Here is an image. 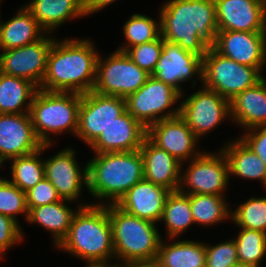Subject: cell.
Returning a JSON list of instances; mask_svg holds the SVG:
<instances>
[{
  "label": "cell",
  "mask_w": 266,
  "mask_h": 267,
  "mask_svg": "<svg viewBox=\"0 0 266 267\" xmlns=\"http://www.w3.org/2000/svg\"><path fill=\"white\" fill-rule=\"evenodd\" d=\"M160 9L162 38L204 57L219 31L214 0H170Z\"/></svg>",
  "instance_id": "obj_1"
},
{
  "label": "cell",
  "mask_w": 266,
  "mask_h": 267,
  "mask_svg": "<svg viewBox=\"0 0 266 267\" xmlns=\"http://www.w3.org/2000/svg\"><path fill=\"white\" fill-rule=\"evenodd\" d=\"M89 39L54 41L47 59L46 73L39 89L49 92L93 91L96 82L97 52Z\"/></svg>",
  "instance_id": "obj_2"
},
{
  "label": "cell",
  "mask_w": 266,
  "mask_h": 267,
  "mask_svg": "<svg viewBox=\"0 0 266 267\" xmlns=\"http://www.w3.org/2000/svg\"><path fill=\"white\" fill-rule=\"evenodd\" d=\"M94 154V158L87 163L86 189L98 201L109 199L108 203L95 201L94 205L117 204L128 190L144 178L143 157L139 150Z\"/></svg>",
  "instance_id": "obj_3"
},
{
  "label": "cell",
  "mask_w": 266,
  "mask_h": 267,
  "mask_svg": "<svg viewBox=\"0 0 266 267\" xmlns=\"http://www.w3.org/2000/svg\"><path fill=\"white\" fill-rule=\"evenodd\" d=\"M87 262H110L115 258L108 205L80 207L68 234L57 246Z\"/></svg>",
  "instance_id": "obj_4"
},
{
  "label": "cell",
  "mask_w": 266,
  "mask_h": 267,
  "mask_svg": "<svg viewBox=\"0 0 266 267\" xmlns=\"http://www.w3.org/2000/svg\"><path fill=\"white\" fill-rule=\"evenodd\" d=\"M115 259L119 263L157 258L162 240L155 223L133 216L116 204L108 205Z\"/></svg>",
  "instance_id": "obj_5"
},
{
  "label": "cell",
  "mask_w": 266,
  "mask_h": 267,
  "mask_svg": "<svg viewBox=\"0 0 266 267\" xmlns=\"http://www.w3.org/2000/svg\"><path fill=\"white\" fill-rule=\"evenodd\" d=\"M81 94L49 92L38 89L30 106L29 115L36 136L43 145H52L49 136L78 129Z\"/></svg>",
  "instance_id": "obj_6"
},
{
  "label": "cell",
  "mask_w": 266,
  "mask_h": 267,
  "mask_svg": "<svg viewBox=\"0 0 266 267\" xmlns=\"http://www.w3.org/2000/svg\"><path fill=\"white\" fill-rule=\"evenodd\" d=\"M264 78L255 67L239 64L210 46L203 57L202 86L229 101Z\"/></svg>",
  "instance_id": "obj_7"
},
{
  "label": "cell",
  "mask_w": 266,
  "mask_h": 267,
  "mask_svg": "<svg viewBox=\"0 0 266 267\" xmlns=\"http://www.w3.org/2000/svg\"><path fill=\"white\" fill-rule=\"evenodd\" d=\"M149 77L150 74L135 64L125 52L116 50L109 57L98 56L93 91L126 99L138 91Z\"/></svg>",
  "instance_id": "obj_8"
},
{
  "label": "cell",
  "mask_w": 266,
  "mask_h": 267,
  "mask_svg": "<svg viewBox=\"0 0 266 267\" xmlns=\"http://www.w3.org/2000/svg\"><path fill=\"white\" fill-rule=\"evenodd\" d=\"M182 97L172 86L150 76L138 91L126 98V109L147 129L158 121L180 115V106L169 108Z\"/></svg>",
  "instance_id": "obj_9"
},
{
  "label": "cell",
  "mask_w": 266,
  "mask_h": 267,
  "mask_svg": "<svg viewBox=\"0 0 266 267\" xmlns=\"http://www.w3.org/2000/svg\"><path fill=\"white\" fill-rule=\"evenodd\" d=\"M189 166L181 173L179 191L187 194H212L224 196L230 175L227 159L219 152H202L190 160ZM187 187V191L185 190Z\"/></svg>",
  "instance_id": "obj_10"
},
{
  "label": "cell",
  "mask_w": 266,
  "mask_h": 267,
  "mask_svg": "<svg viewBox=\"0 0 266 267\" xmlns=\"http://www.w3.org/2000/svg\"><path fill=\"white\" fill-rule=\"evenodd\" d=\"M181 102L180 116L199 139L227 118L230 120L229 100L202 86Z\"/></svg>",
  "instance_id": "obj_11"
},
{
  "label": "cell",
  "mask_w": 266,
  "mask_h": 267,
  "mask_svg": "<svg viewBox=\"0 0 266 267\" xmlns=\"http://www.w3.org/2000/svg\"><path fill=\"white\" fill-rule=\"evenodd\" d=\"M126 99L90 91L81 94L78 129L75 137L90 146L115 118L126 111Z\"/></svg>",
  "instance_id": "obj_12"
},
{
  "label": "cell",
  "mask_w": 266,
  "mask_h": 267,
  "mask_svg": "<svg viewBox=\"0 0 266 267\" xmlns=\"http://www.w3.org/2000/svg\"><path fill=\"white\" fill-rule=\"evenodd\" d=\"M55 37L44 35L26 46L0 53V72L27 79L40 88L46 73L47 59Z\"/></svg>",
  "instance_id": "obj_13"
},
{
  "label": "cell",
  "mask_w": 266,
  "mask_h": 267,
  "mask_svg": "<svg viewBox=\"0 0 266 267\" xmlns=\"http://www.w3.org/2000/svg\"><path fill=\"white\" fill-rule=\"evenodd\" d=\"M203 57L184 50L177 43L164 40L161 56L150 75L184 94L180 83L199 75L202 82ZM189 79V80H188Z\"/></svg>",
  "instance_id": "obj_14"
},
{
  "label": "cell",
  "mask_w": 266,
  "mask_h": 267,
  "mask_svg": "<svg viewBox=\"0 0 266 267\" xmlns=\"http://www.w3.org/2000/svg\"><path fill=\"white\" fill-rule=\"evenodd\" d=\"M147 138L179 162H183V165L185 160L190 161V158L192 160L203 152L196 148L198 138L180 115L163 119L149 126Z\"/></svg>",
  "instance_id": "obj_15"
},
{
  "label": "cell",
  "mask_w": 266,
  "mask_h": 267,
  "mask_svg": "<svg viewBox=\"0 0 266 267\" xmlns=\"http://www.w3.org/2000/svg\"><path fill=\"white\" fill-rule=\"evenodd\" d=\"M75 157V150L69 147L44 160L45 178L68 201H77L83 187H88L87 164L81 170Z\"/></svg>",
  "instance_id": "obj_16"
},
{
  "label": "cell",
  "mask_w": 266,
  "mask_h": 267,
  "mask_svg": "<svg viewBox=\"0 0 266 267\" xmlns=\"http://www.w3.org/2000/svg\"><path fill=\"white\" fill-rule=\"evenodd\" d=\"M212 47L239 64L263 72L266 62V32L218 31Z\"/></svg>",
  "instance_id": "obj_17"
},
{
  "label": "cell",
  "mask_w": 266,
  "mask_h": 267,
  "mask_svg": "<svg viewBox=\"0 0 266 267\" xmlns=\"http://www.w3.org/2000/svg\"><path fill=\"white\" fill-rule=\"evenodd\" d=\"M219 31L266 32V0H214Z\"/></svg>",
  "instance_id": "obj_18"
},
{
  "label": "cell",
  "mask_w": 266,
  "mask_h": 267,
  "mask_svg": "<svg viewBox=\"0 0 266 267\" xmlns=\"http://www.w3.org/2000/svg\"><path fill=\"white\" fill-rule=\"evenodd\" d=\"M29 113L0 114V154L8 161L36 152L42 147Z\"/></svg>",
  "instance_id": "obj_19"
},
{
  "label": "cell",
  "mask_w": 266,
  "mask_h": 267,
  "mask_svg": "<svg viewBox=\"0 0 266 267\" xmlns=\"http://www.w3.org/2000/svg\"><path fill=\"white\" fill-rule=\"evenodd\" d=\"M146 137L147 129L126 110L89 147L93 153L131 152L139 150Z\"/></svg>",
  "instance_id": "obj_20"
},
{
  "label": "cell",
  "mask_w": 266,
  "mask_h": 267,
  "mask_svg": "<svg viewBox=\"0 0 266 267\" xmlns=\"http://www.w3.org/2000/svg\"><path fill=\"white\" fill-rule=\"evenodd\" d=\"M171 191L142 179L117 202L123 211L153 223L160 222L164 204Z\"/></svg>",
  "instance_id": "obj_21"
},
{
  "label": "cell",
  "mask_w": 266,
  "mask_h": 267,
  "mask_svg": "<svg viewBox=\"0 0 266 267\" xmlns=\"http://www.w3.org/2000/svg\"><path fill=\"white\" fill-rule=\"evenodd\" d=\"M143 157L144 179L177 191L180 186L182 163L164 149L153 144L147 137L139 149Z\"/></svg>",
  "instance_id": "obj_22"
},
{
  "label": "cell",
  "mask_w": 266,
  "mask_h": 267,
  "mask_svg": "<svg viewBox=\"0 0 266 267\" xmlns=\"http://www.w3.org/2000/svg\"><path fill=\"white\" fill-rule=\"evenodd\" d=\"M230 118L247 130L266 126V79L235 95L230 101Z\"/></svg>",
  "instance_id": "obj_23"
},
{
  "label": "cell",
  "mask_w": 266,
  "mask_h": 267,
  "mask_svg": "<svg viewBox=\"0 0 266 267\" xmlns=\"http://www.w3.org/2000/svg\"><path fill=\"white\" fill-rule=\"evenodd\" d=\"M24 7L50 34L69 19L85 17L84 0H31Z\"/></svg>",
  "instance_id": "obj_24"
},
{
  "label": "cell",
  "mask_w": 266,
  "mask_h": 267,
  "mask_svg": "<svg viewBox=\"0 0 266 267\" xmlns=\"http://www.w3.org/2000/svg\"><path fill=\"white\" fill-rule=\"evenodd\" d=\"M72 201L61 199L52 204L34 207L28 210L27 222L37 223L52 234L53 242L57 247L68 234L74 214L80 207L91 204L78 205L77 210H71L67 204ZM67 203V204H66ZM70 207V208H69Z\"/></svg>",
  "instance_id": "obj_25"
},
{
  "label": "cell",
  "mask_w": 266,
  "mask_h": 267,
  "mask_svg": "<svg viewBox=\"0 0 266 267\" xmlns=\"http://www.w3.org/2000/svg\"><path fill=\"white\" fill-rule=\"evenodd\" d=\"M45 34L37 20L22 6L14 17L4 23L1 21L0 50L26 46L41 39Z\"/></svg>",
  "instance_id": "obj_26"
},
{
  "label": "cell",
  "mask_w": 266,
  "mask_h": 267,
  "mask_svg": "<svg viewBox=\"0 0 266 267\" xmlns=\"http://www.w3.org/2000/svg\"><path fill=\"white\" fill-rule=\"evenodd\" d=\"M220 148L227 159L229 175L261 180L266 188V165L239 137Z\"/></svg>",
  "instance_id": "obj_27"
},
{
  "label": "cell",
  "mask_w": 266,
  "mask_h": 267,
  "mask_svg": "<svg viewBox=\"0 0 266 267\" xmlns=\"http://www.w3.org/2000/svg\"><path fill=\"white\" fill-rule=\"evenodd\" d=\"M38 89L34 83L27 79L0 72V114L29 113Z\"/></svg>",
  "instance_id": "obj_28"
},
{
  "label": "cell",
  "mask_w": 266,
  "mask_h": 267,
  "mask_svg": "<svg viewBox=\"0 0 266 267\" xmlns=\"http://www.w3.org/2000/svg\"><path fill=\"white\" fill-rule=\"evenodd\" d=\"M157 259L164 267H205V243L193 240L169 243L161 240Z\"/></svg>",
  "instance_id": "obj_29"
},
{
  "label": "cell",
  "mask_w": 266,
  "mask_h": 267,
  "mask_svg": "<svg viewBox=\"0 0 266 267\" xmlns=\"http://www.w3.org/2000/svg\"><path fill=\"white\" fill-rule=\"evenodd\" d=\"M160 221H164L169 239H175L183 234L191 224H194L190 205V195L171 191L165 201Z\"/></svg>",
  "instance_id": "obj_30"
},
{
  "label": "cell",
  "mask_w": 266,
  "mask_h": 267,
  "mask_svg": "<svg viewBox=\"0 0 266 267\" xmlns=\"http://www.w3.org/2000/svg\"><path fill=\"white\" fill-rule=\"evenodd\" d=\"M50 146L52 145H42L34 153L10 159L12 179L8 180L25 193L43 180L45 178L44 161L40 155Z\"/></svg>",
  "instance_id": "obj_31"
},
{
  "label": "cell",
  "mask_w": 266,
  "mask_h": 267,
  "mask_svg": "<svg viewBox=\"0 0 266 267\" xmlns=\"http://www.w3.org/2000/svg\"><path fill=\"white\" fill-rule=\"evenodd\" d=\"M225 196L212 194H192L190 195V205L192 216L196 224L204 226H215L231 219L230 207L227 205Z\"/></svg>",
  "instance_id": "obj_32"
},
{
  "label": "cell",
  "mask_w": 266,
  "mask_h": 267,
  "mask_svg": "<svg viewBox=\"0 0 266 267\" xmlns=\"http://www.w3.org/2000/svg\"><path fill=\"white\" fill-rule=\"evenodd\" d=\"M126 44L117 50L126 52L130 47L144 44L157 39L161 35L160 16L159 22L143 14H133L123 26Z\"/></svg>",
  "instance_id": "obj_33"
},
{
  "label": "cell",
  "mask_w": 266,
  "mask_h": 267,
  "mask_svg": "<svg viewBox=\"0 0 266 267\" xmlns=\"http://www.w3.org/2000/svg\"><path fill=\"white\" fill-rule=\"evenodd\" d=\"M234 240L239 263L249 267H260L266 254V233L240 228V232Z\"/></svg>",
  "instance_id": "obj_34"
},
{
  "label": "cell",
  "mask_w": 266,
  "mask_h": 267,
  "mask_svg": "<svg viewBox=\"0 0 266 267\" xmlns=\"http://www.w3.org/2000/svg\"><path fill=\"white\" fill-rule=\"evenodd\" d=\"M231 220L239 228L266 233V197H251L231 212Z\"/></svg>",
  "instance_id": "obj_35"
},
{
  "label": "cell",
  "mask_w": 266,
  "mask_h": 267,
  "mask_svg": "<svg viewBox=\"0 0 266 267\" xmlns=\"http://www.w3.org/2000/svg\"><path fill=\"white\" fill-rule=\"evenodd\" d=\"M24 214L27 220L28 208L26 193L6 178L0 180V214L9 216L18 222L16 216Z\"/></svg>",
  "instance_id": "obj_36"
},
{
  "label": "cell",
  "mask_w": 266,
  "mask_h": 267,
  "mask_svg": "<svg viewBox=\"0 0 266 267\" xmlns=\"http://www.w3.org/2000/svg\"><path fill=\"white\" fill-rule=\"evenodd\" d=\"M164 39L160 35L157 39L130 47L125 53L142 70L152 74L163 50Z\"/></svg>",
  "instance_id": "obj_37"
},
{
  "label": "cell",
  "mask_w": 266,
  "mask_h": 267,
  "mask_svg": "<svg viewBox=\"0 0 266 267\" xmlns=\"http://www.w3.org/2000/svg\"><path fill=\"white\" fill-rule=\"evenodd\" d=\"M205 267H230L239 263L235 240H226L214 246L205 244Z\"/></svg>",
  "instance_id": "obj_38"
},
{
  "label": "cell",
  "mask_w": 266,
  "mask_h": 267,
  "mask_svg": "<svg viewBox=\"0 0 266 267\" xmlns=\"http://www.w3.org/2000/svg\"><path fill=\"white\" fill-rule=\"evenodd\" d=\"M28 210L42 205L52 204L61 200L56 188L44 178L26 192Z\"/></svg>",
  "instance_id": "obj_39"
},
{
  "label": "cell",
  "mask_w": 266,
  "mask_h": 267,
  "mask_svg": "<svg viewBox=\"0 0 266 267\" xmlns=\"http://www.w3.org/2000/svg\"><path fill=\"white\" fill-rule=\"evenodd\" d=\"M23 232L20 223L13 218L0 214V259L4 252L23 241ZM2 257V258H1Z\"/></svg>",
  "instance_id": "obj_40"
},
{
  "label": "cell",
  "mask_w": 266,
  "mask_h": 267,
  "mask_svg": "<svg viewBox=\"0 0 266 267\" xmlns=\"http://www.w3.org/2000/svg\"><path fill=\"white\" fill-rule=\"evenodd\" d=\"M266 165V126H256L239 137Z\"/></svg>",
  "instance_id": "obj_41"
},
{
  "label": "cell",
  "mask_w": 266,
  "mask_h": 267,
  "mask_svg": "<svg viewBox=\"0 0 266 267\" xmlns=\"http://www.w3.org/2000/svg\"><path fill=\"white\" fill-rule=\"evenodd\" d=\"M116 0H84L85 15H91L111 5Z\"/></svg>",
  "instance_id": "obj_42"
},
{
  "label": "cell",
  "mask_w": 266,
  "mask_h": 267,
  "mask_svg": "<svg viewBox=\"0 0 266 267\" xmlns=\"http://www.w3.org/2000/svg\"><path fill=\"white\" fill-rule=\"evenodd\" d=\"M132 267H164L157 258L139 260L131 263Z\"/></svg>",
  "instance_id": "obj_43"
},
{
  "label": "cell",
  "mask_w": 266,
  "mask_h": 267,
  "mask_svg": "<svg viewBox=\"0 0 266 267\" xmlns=\"http://www.w3.org/2000/svg\"><path fill=\"white\" fill-rule=\"evenodd\" d=\"M86 267H107V262H87Z\"/></svg>",
  "instance_id": "obj_44"
},
{
  "label": "cell",
  "mask_w": 266,
  "mask_h": 267,
  "mask_svg": "<svg viewBox=\"0 0 266 267\" xmlns=\"http://www.w3.org/2000/svg\"><path fill=\"white\" fill-rule=\"evenodd\" d=\"M107 267H132L131 264H126V263H118L116 261V264H111L110 262H107Z\"/></svg>",
  "instance_id": "obj_45"
},
{
  "label": "cell",
  "mask_w": 266,
  "mask_h": 267,
  "mask_svg": "<svg viewBox=\"0 0 266 267\" xmlns=\"http://www.w3.org/2000/svg\"><path fill=\"white\" fill-rule=\"evenodd\" d=\"M5 161H6V159L0 154V168H1V165H3V162H5ZM3 179H5V178L0 177V180H3Z\"/></svg>",
  "instance_id": "obj_46"
},
{
  "label": "cell",
  "mask_w": 266,
  "mask_h": 267,
  "mask_svg": "<svg viewBox=\"0 0 266 267\" xmlns=\"http://www.w3.org/2000/svg\"><path fill=\"white\" fill-rule=\"evenodd\" d=\"M230 267H249V266L243 265L241 263H237L236 265H233V266H230Z\"/></svg>",
  "instance_id": "obj_47"
}]
</instances>
